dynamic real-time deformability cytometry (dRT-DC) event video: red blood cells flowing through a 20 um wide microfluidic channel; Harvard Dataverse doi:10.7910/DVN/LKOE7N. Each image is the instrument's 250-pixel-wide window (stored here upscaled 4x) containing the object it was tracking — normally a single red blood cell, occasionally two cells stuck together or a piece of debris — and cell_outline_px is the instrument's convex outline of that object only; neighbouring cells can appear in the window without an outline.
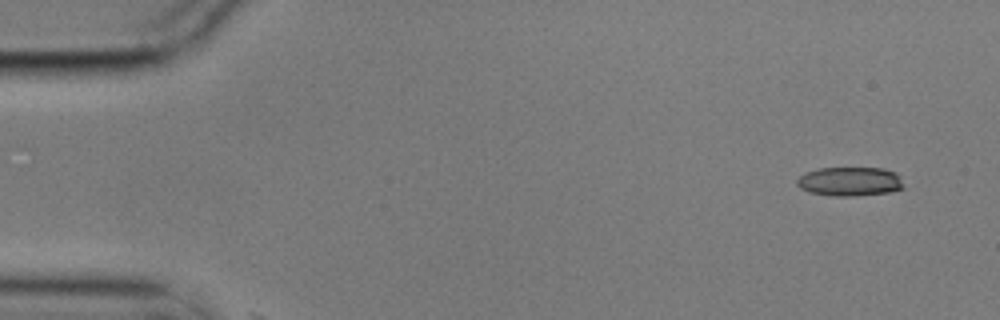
{"species": "common noctule bat (a hibernating species)", "species_latin": "Nyctalus noctula", "temperature_condition": "cold", "stored_images_in_passage": 2, "segment_of_instrument_passage": [2, 2], "camera_frame_rate_fps": 3000, "um_per_image_px": 0.085, "animal": {"sex": "male", "body_mass_g": 17.9}, "frame": {"image": 1, "passage_image": 2, "time_ms": 0.333, "image_size_px": [1000, 320], "cell_outline_px": [[904, 188], [892, 192], [852, 196], [836, 196], [808, 192], [800, 188], [796, 184], [796, 180], [804, 172], [820, 168], [884, 168], [896, 172]], "centroid_in_image_um": [72.22, 15.42], "position_along_channel_um": 12.8, "area_um2": 18.15}}